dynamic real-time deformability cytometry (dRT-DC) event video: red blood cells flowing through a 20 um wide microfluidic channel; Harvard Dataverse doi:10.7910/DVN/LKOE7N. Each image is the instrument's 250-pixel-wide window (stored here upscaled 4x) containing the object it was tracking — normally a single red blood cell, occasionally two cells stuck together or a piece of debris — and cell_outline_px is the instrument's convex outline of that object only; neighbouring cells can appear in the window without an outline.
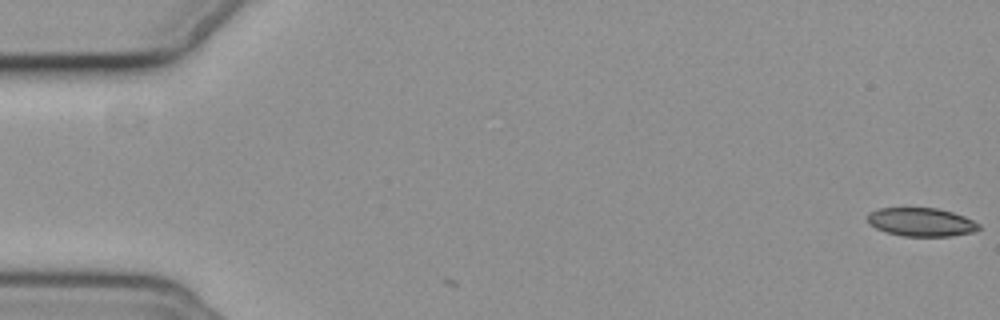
{"species": "common noctule bat (a hibernating species)", "species_latin": "Nyctalus noctula", "temperature_condition": "cold", "stored_images_in_passage": 2, "camera_frame_rate_fps": 3000, "um_per_image_px": 0.085, "animal": {"sex": "female", "body_mass_g": 19.3, "forearm_length_mm": 54.1}, "frame": {"image": 1, "passage_image": 2, "time_ms": 0.333, "image_size_px": [1000, 320], "cell_outline_px": [[980, 228], [972, 232], [952, 236], [904, 236], [888, 232], [876, 228], [868, 224], [868, 212], [880, 208], [936, 208], [952, 212], [964, 216], [980, 224]], "centroid_in_image_um": [78.3, 18.87], "position_along_channel_um": 6.7, "area_um2": 18.38}}